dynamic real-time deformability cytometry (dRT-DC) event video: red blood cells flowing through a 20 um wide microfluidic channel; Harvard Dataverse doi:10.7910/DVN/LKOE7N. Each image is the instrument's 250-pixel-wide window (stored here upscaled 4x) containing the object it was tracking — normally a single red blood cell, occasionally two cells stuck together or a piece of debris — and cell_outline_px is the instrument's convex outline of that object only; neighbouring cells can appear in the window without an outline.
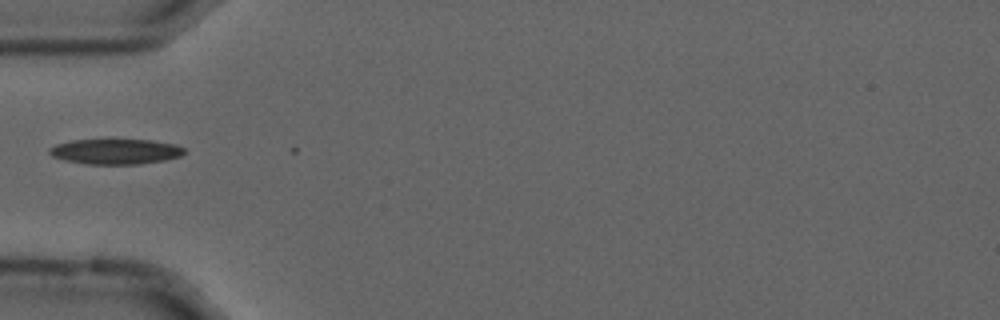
{"species": "common noctule bat (a hibernating species)", "species_latin": "Nyctalus noctula", "temperature_condition": "cold", "stored_images_in_passage": 2, "camera_frame_rate_fps": 3000, "um_per_image_px": 0.085, "animal": {"sex": "male", "forearm_length_mm": 52.5}, "frame": {"image": 1, "passage_image": 1, "time_ms": 0.0, "image_size_px": [1000, 320], "cell_outline_px": [[184, 152], [180, 156], [164, 160], [140, 164], [88, 164], [64, 160], [52, 156], [48, 152], [48, 148], [56, 144], [72, 140], [152, 140], [176, 144], [184, 148]], "centroid_in_image_um": [9.8, 12.88], "position_along_channel_um": 75.2, "area_um2": 19.83}}